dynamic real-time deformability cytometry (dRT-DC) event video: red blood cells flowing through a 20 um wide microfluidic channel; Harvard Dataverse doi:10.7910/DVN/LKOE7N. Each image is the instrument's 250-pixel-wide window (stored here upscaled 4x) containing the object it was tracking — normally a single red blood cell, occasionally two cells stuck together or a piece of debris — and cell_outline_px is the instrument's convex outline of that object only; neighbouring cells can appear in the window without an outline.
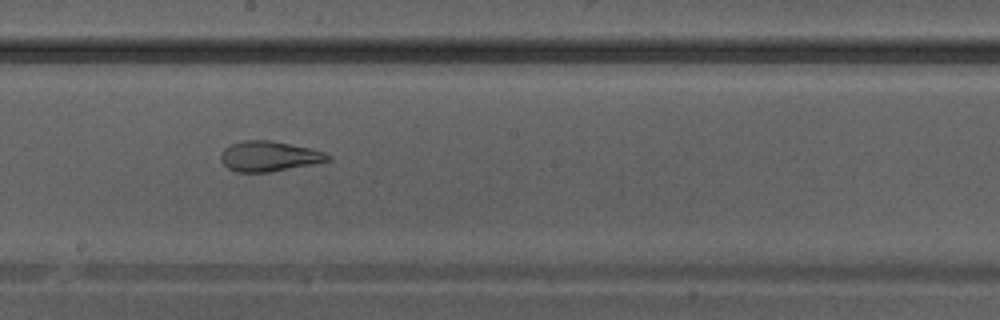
{"species": "Egyptian fruit bat (a non-hibernating species)", "species_latin": "Rousettus aegyptiacus", "temperature_condition": "warm", "stored_images_in_passage": 40, "camera_frame_rate_fps": 3000, "um_per_image_px": 0.085, "animal": {"sex": "male"}, "frame": {"image": 1, "passage_image": 23, "time_ms": 7.333, "image_size_px": [1000, 320], "cell_outline_px": [[332, 160], [312, 164], [268, 172], [236, 172], [228, 168], [220, 160], [220, 156], [224, 148], [232, 144], [244, 140], [272, 140], [308, 148], [324, 152], [332, 156]], "centroid_in_image_um": [22.86, 13.28], "position_along_channel_um": 225.3, "area_um2": 18.73}}